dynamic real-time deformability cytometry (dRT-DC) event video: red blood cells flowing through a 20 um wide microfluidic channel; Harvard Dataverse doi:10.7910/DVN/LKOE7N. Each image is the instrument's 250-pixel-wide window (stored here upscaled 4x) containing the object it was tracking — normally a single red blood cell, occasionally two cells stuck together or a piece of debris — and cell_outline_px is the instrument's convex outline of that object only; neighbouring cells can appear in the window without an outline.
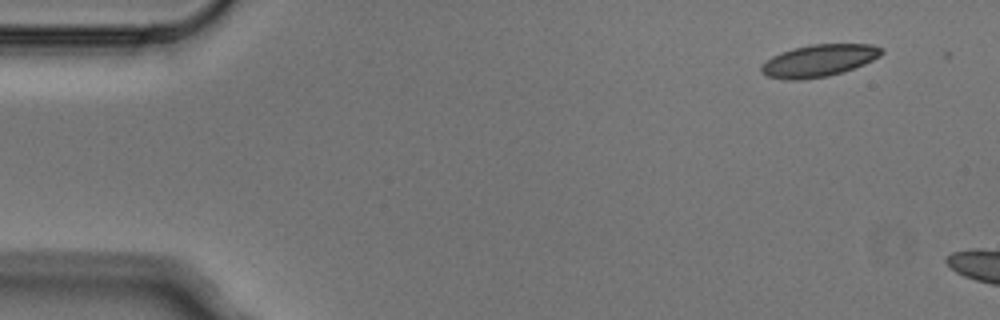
{"species": "Egyptian fruit bat (a non-hibernating species)", "species_latin": "Rousettus aegyptiacus", "temperature_condition": "cold", "stored_images_in_passage": 2, "camera_frame_rate_fps": 3000, "um_per_image_px": 0.085, "animal": {"sex": "male"}, "frame": {"image": 1, "passage_image": 1, "time_ms": 0.0, "image_size_px": [1000, 320], "cell_outline_px": [[884, 52], [880, 56], [864, 64], [844, 72], [828, 76], [800, 80], [784, 80], [768, 76], [760, 72], [760, 68], [772, 56], [780, 52], [792, 48], [812, 44], [872, 44], [884, 48]], "centroid_in_image_um": [69.62, 5.15], "position_along_channel_um": 15.4, "area_um2": 22.66}}